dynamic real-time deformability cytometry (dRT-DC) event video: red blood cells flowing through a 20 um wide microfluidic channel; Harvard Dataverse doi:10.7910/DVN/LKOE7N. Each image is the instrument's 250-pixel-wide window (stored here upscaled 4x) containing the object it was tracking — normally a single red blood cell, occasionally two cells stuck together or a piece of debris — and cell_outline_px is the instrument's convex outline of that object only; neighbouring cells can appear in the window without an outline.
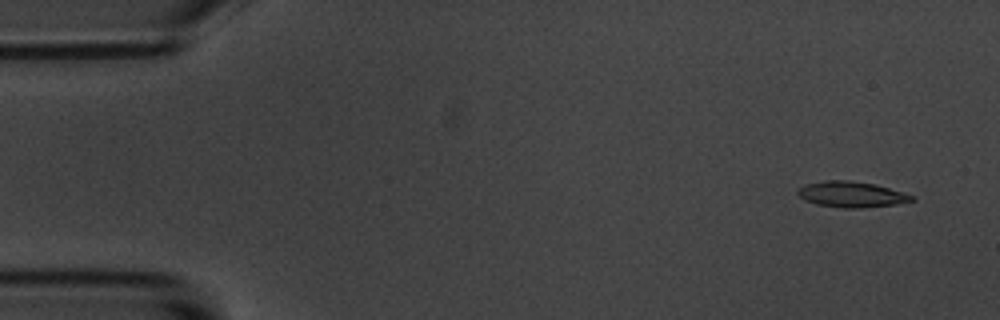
{"species": "common noctule bat (a hibernating species)", "species_latin": "Nyctalus noctula", "temperature_condition": "room temperature", "stored_images_in_passage": 4, "camera_frame_rate_fps": 3000, "um_per_image_px": 0.085, "animal": {"sex": "male", "body_mass_g": 20.1, "forearm_length_mm": 53.5}, "frame": {"image": 1, "passage_image": 1, "time_ms": 0.0, "image_size_px": [1000, 320], "cell_outline_px": [[916, 200], [896, 204], [860, 208], [844, 208], [816, 204], [804, 200], [796, 192], [804, 184], [824, 180], [848, 180], [876, 184], [912, 196]], "centroid_in_image_um": [72.33, 16.52], "position_along_channel_um": 12.7, "area_um2": 16.99}}
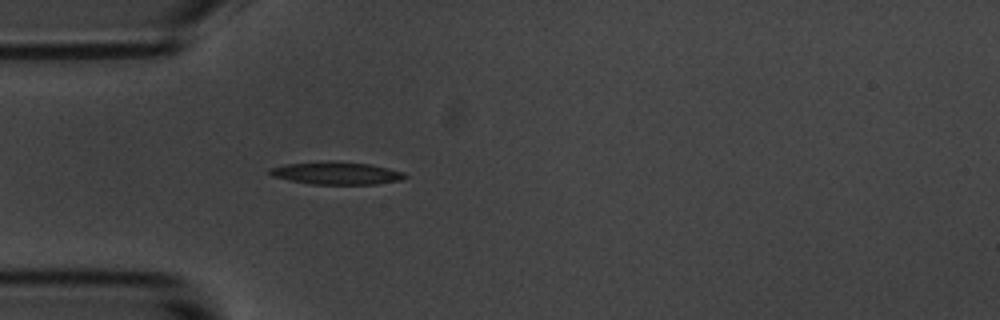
{"frame": {"image": 2, "passage_image": 4, "time_ms": 4.333, "image_size_px": [1000, 320], "cell_outline_px": [[408, 176], [400, 180], [376, 184], [312, 184], [288, 180], [272, 176], [268, 172], [268, 168], [284, 164], [332, 160], [372, 164], [404, 172]], "centroid_in_image_um": [28.57, 14.7], "position_along_channel_um": 56.4, "area_um2": 18.03}}